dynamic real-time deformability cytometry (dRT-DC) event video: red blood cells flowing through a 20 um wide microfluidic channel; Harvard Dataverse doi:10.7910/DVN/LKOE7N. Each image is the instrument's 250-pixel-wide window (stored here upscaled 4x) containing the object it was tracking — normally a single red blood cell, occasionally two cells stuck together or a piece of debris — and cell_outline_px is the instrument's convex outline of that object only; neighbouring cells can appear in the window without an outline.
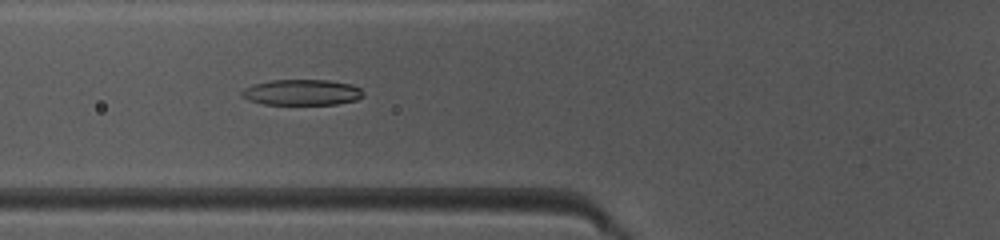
{"species": "common noctule bat (a hibernating species)", "species_latin": "Nyctalus noctula", "temperature_condition": "warm", "stored_images_in_passage": 49, "camera_frame_rate_fps": 3000, "um_per_image_px": 0.085, "animal": {"sex": "female", "body_mass_g": 10.0, "forearm_length_mm": 53.1}, "frame": {"image": 1, "passage_image": 19, "time_ms": 6.0, "image_size_px": [1000, 240], "cell_outline_px": [[364, 96], [356, 100], [336, 104], [264, 104], [248, 100], [240, 96], [240, 92], [244, 88], [252, 84], [272, 80], [328, 80], [352, 84], [360, 88], [364, 92]], "centroid_in_image_um": [25.65, 7.84], "position_along_channel_um": 100.2, "area_um2": 18.38}}
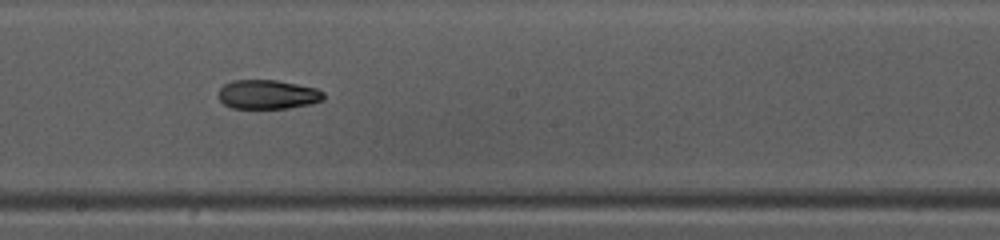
{"frame": {"image": 2, "passage_image": 28, "time_ms": 9.0, "image_size_px": [1000, 240], "cell_outline_px": [[324, 100], [312, 104], [288, 108], [232, 108], [224, 104], [220, 100], [220, 88], [224, 84], [232, 80], [276, 80], [316, 88], [324, 92]], "centroid_in_image_um": [22.78, 8.03], "position_along_channel_um": 225.4, "area_um2": 17.86}}
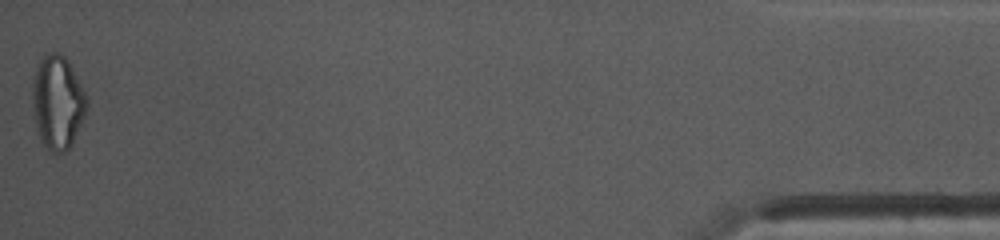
{"frame": {"image": 3, "passage_image": 49, "time_ms": 16.0, "image_size_px": [1000, 240], "cell_outline_px": [[88, 104], [84, 116], [72, 144], [64, 152], [48, 152], [40, 140], [36, 132], [32, 104], [32, 80], [40, 60], [44, 52], [60, 52], [68, 60], [88, 100]], "centroid_in_image_um": [4.86, 8.7], "position_along_channel_um": 430.3, "area_um2": 29.88}, "authors_computed_cell_mechanics": {"area_um2": 19.8254, "velocity_mm_per_s": 4.1575, "shape_relaxation_time_tau1_ms": null, "shape_relaxation_time_tau2_ms": 2.8077, "deformation_change_tau1": null, "deformation_change_tau2": 0.092}}